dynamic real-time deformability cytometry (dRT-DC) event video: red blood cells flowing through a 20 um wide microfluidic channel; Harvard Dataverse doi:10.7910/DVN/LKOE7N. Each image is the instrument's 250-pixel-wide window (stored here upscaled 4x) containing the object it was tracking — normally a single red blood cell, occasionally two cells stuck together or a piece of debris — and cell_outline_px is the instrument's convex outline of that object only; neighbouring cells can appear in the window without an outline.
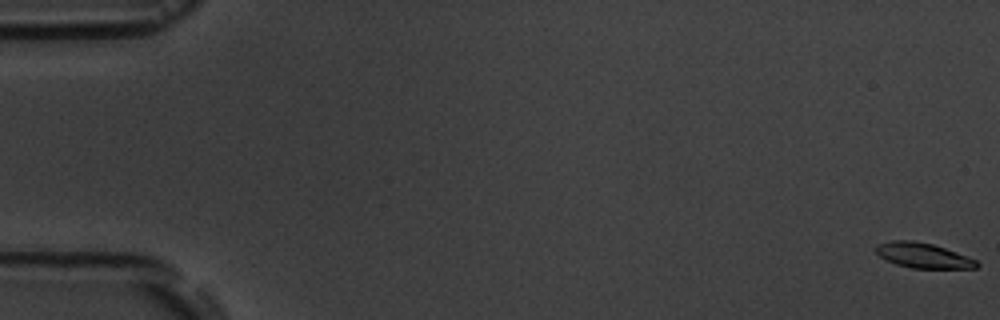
{"species": "common noctule bat (a hibernating species)", "species_latin": "Nyctalus noctula", "temperature_condition": "room temperature", "stored_images_in_passage": 6, "camera_frame_rate_fps": 3000, "um_per_image_px": 0.085, "animal": {"sex": "male", "body_mass_g": 19.5, "forearm_length_mm": 54.6}, "frame": {"image": 1, "passage_image": 1, "time_ms": 0.0, "image_size_px": [1000, 320], "cell_outline_px": [[980, 264], [976, 268], [912, 268], [896, 264], [880, 256], [876, 252], [876, 244], [892, 240], [912, 240], [932, 244], [956, 252], [976, 260]], "centroid_in_image_um": [78.45, 21.71], "position_along_channel_um": 6.5, "area_um2": 14.57}}
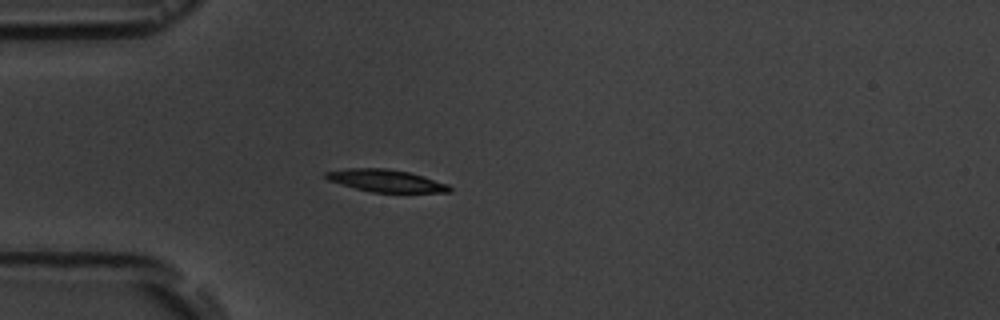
{"frame": {"image": 2, "passage_image": 5, "time_ms": 5.333, "image_size_px": [1000, 320], "cell_outline_px": [[452, 192], [372, 192], [356, 188], [328, 180], [324, 176], [324, 172], [348, 168], [388, 168], [408, 172], [424, 176], [448, 184], [452, 188]], "centroid_in_image_um": [32.82, 15.35], "position_along_channel_um": 52.2, "area_um2": 16.01}}